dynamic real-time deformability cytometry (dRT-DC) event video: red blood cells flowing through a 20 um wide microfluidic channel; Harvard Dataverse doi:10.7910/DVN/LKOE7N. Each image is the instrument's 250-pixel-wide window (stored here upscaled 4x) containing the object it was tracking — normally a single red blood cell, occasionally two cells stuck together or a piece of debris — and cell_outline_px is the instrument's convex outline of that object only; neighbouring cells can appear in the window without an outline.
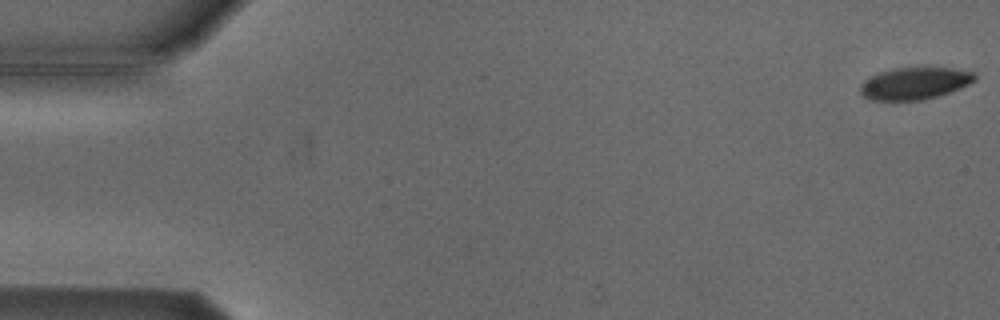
{"species": "Egyptian fruit bat (a non-hibernating species)", "species_latin": "Rousettus aegyptiacus", "temperature_condition": "cold", "stored_images_in_passage": 6, "camera_frame_rate_fps": 3000, "um_per_image_px": 0.085, "animal": {"sex": "male"}, "frame": {"image": 1, "passage_image": 1, "time_ms": 0.0, "image_size_px": [1000, 320], "cell_outline_px": [[976, 80], [960, 88], [940, 96], [920, 100], [868, 100], [860, 92], [860, 84], [864, 80], [880, 72], [892, 68], [952, 68], [976, 72]], "centroid_in_image_um": [77.76, 7.09], "position_along_channel_um": 7.2, "area_um2": 21.44}}
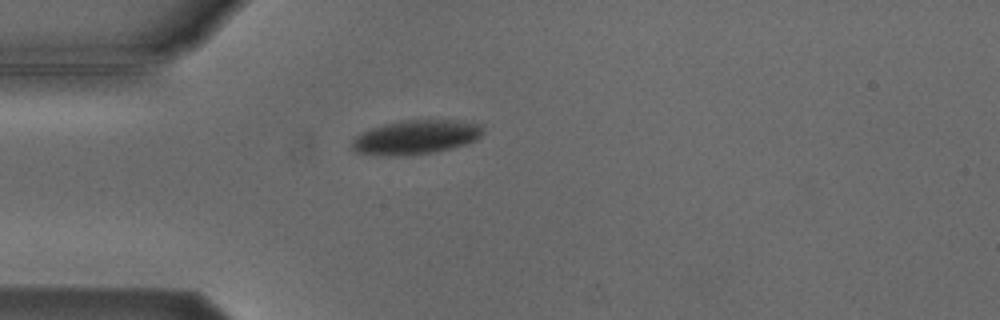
{"frame": {"image": 2, "passage_image": 5, "time_ms": 4.667, "image_size_px": [1000, 320], "cell_outline_px": [[484, 132], [476, 140], [452, 148], [432, 152], [408, 156], [384, 156], [356, 152], [352, 148], [352, 140], [360, 132], [384, 124], [400, 120], [460, 120], [480, 124], [484, 128]], "centroid_in_image_um": [35.34, 11.66], "position_along_channel_um": 49.7, "area_um2": 26.3}}